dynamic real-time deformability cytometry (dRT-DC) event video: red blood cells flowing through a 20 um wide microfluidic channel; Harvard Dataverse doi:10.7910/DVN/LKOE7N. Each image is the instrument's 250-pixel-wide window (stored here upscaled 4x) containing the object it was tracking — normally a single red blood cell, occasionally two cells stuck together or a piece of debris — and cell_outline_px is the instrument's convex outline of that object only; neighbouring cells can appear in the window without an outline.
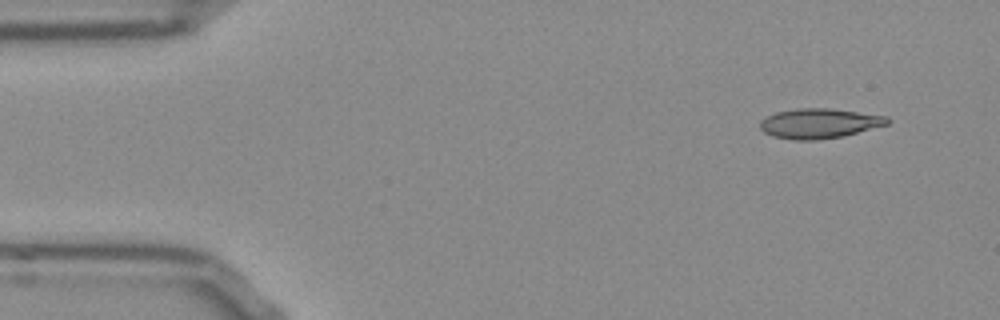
{"species": "Egyptian fruit bat (a non-hibernating species)", "species_latin": "Rousettus aegyptiacus", "temperature_condition": "room temperature", "stored_images_in_passage": 12, "camera_frame_rate_fps": 3000, "um_per_image_px": 0.085, "frame": {"image": 1, "passage_image": 1, "time_ms": 0.0, "image_size_px": [1000, 320], "cell_outline_px": [[892, 120], [888, 124], [844, 136], [816, 140], [792, 140], [772, 136], [764, 132], [760, 128], [760, 120], [776, 112], [796, 108], [828, 108], [888, 116]], "centroid_in_image_um": [69.64, 10.49], "position_along_channel_um": 15.4, "area_um2": 22.25}}
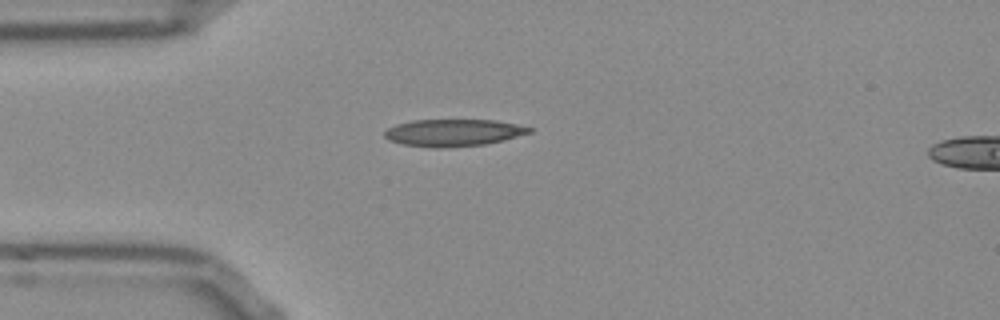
{"frame": {"image": 2, "passage_image": 10, "time_ms": 3.0, "image_size_px": [1000, 320], "cell_outline_px": [[532, 132], [504, 140], [488, 144], [444, 148], [432, 148], [404, 144], [388, 140], [384, 136], [384, 132], [388, 128], [396, 124], [412, 120], [496, 120], [516, 124], [532, 128]], "centroid_in_image_um": [38.53, 11.28], "position_along_channel_um": 46.5, "area_um2": 22.95}}